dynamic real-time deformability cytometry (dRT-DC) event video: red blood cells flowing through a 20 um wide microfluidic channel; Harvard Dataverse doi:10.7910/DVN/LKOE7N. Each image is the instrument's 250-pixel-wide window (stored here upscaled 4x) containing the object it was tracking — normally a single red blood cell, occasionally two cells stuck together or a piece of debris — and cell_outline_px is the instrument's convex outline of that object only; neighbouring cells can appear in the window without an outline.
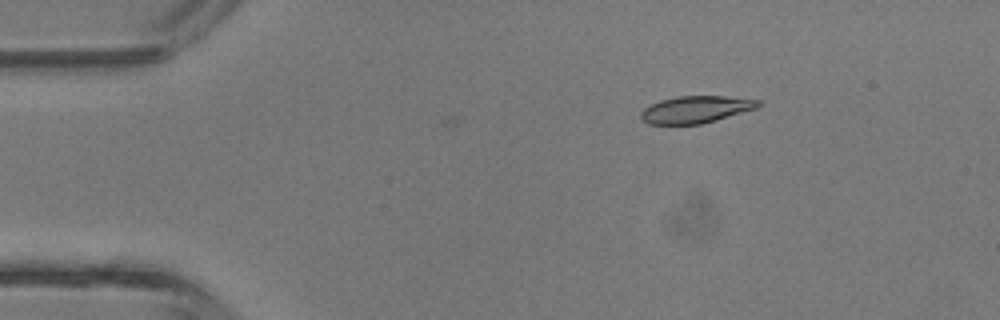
{"species": "common noctule bat (a hibernating species)", "species_latin": "Nyctalus noctula", "temperature_condition": "room temperature", "stored_images_in_passage": 6, "camera_frame_rate_fps": 3000, "um_per_image_px": 0.085, "animal": {"sex": "male", "body_mass_g": 13.3}, "frame": {"image": 1, "passage_image": 1, "time_ms": 0.0, "image_size_px": [1000, 320], "cell_outline_px": [[764, 104], [756, 108], [716, 120], [700, 124], [648, 124], [640, 116], [640, 112], [644, 108], [660, 100], [676, 96], [724, 96], [760, 100]], "centroid_in_image_um": [59.15, 9.3], "position_along_channel_um": 25.8, "area_um2": 18.44}}